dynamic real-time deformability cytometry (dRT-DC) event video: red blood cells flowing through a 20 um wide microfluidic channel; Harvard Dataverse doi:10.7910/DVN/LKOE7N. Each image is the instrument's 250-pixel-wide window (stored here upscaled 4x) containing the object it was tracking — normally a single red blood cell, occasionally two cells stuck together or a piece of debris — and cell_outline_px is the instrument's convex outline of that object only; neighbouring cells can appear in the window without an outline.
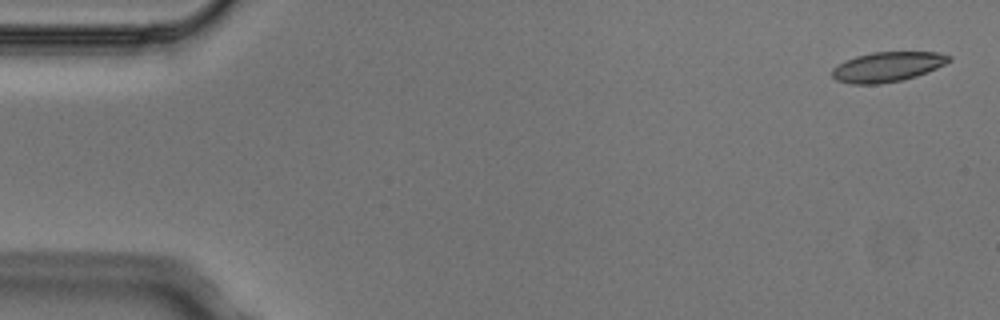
{"species": "Egyptian fruit bat (a non-hibernating species)", "species_latin": "Rousettus aegyptiacus", "temperature_condition": "cold", "stored_images_in_passage": 5, "camera_frame_rate_fps": 3000, "um_per_image_px": 0.085, "animal": {"sex": "male"}, "frame": {"image": 1, "passage_image": 1, "time_ms": 0.0, "image_size_px": [1000, 320], "cell_outline_px": [[952, 60], [936, 68], [916, 76], [900, 80], [880, 84], [848, 84], [836, 80], [832, 76], [832, 68], [856, 56], [872, 52], [936, 52], [952, 56]], "centroid_in_image_um": [75.43, 5.68], "position_along_channel_um": 9.6, "area_um2": 20.17}}